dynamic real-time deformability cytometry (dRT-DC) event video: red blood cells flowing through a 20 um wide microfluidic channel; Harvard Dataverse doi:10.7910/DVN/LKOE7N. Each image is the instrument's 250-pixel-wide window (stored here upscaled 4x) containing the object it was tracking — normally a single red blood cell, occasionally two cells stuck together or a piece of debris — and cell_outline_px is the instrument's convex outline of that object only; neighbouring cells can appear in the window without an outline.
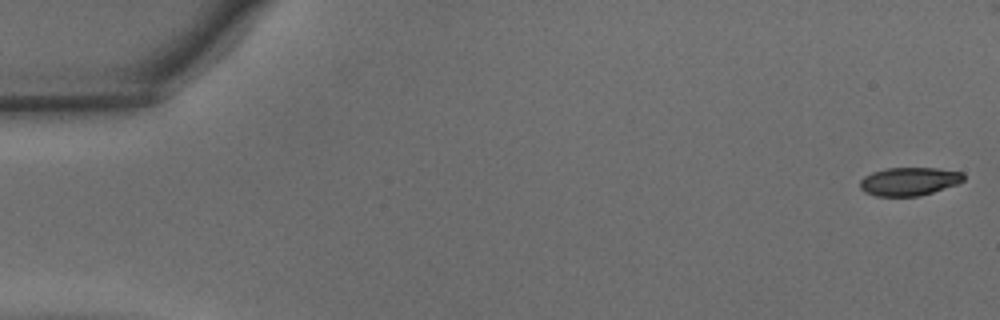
{"species": "common noctule bat (a hibernating species)", "species_latin": "Nyctalus noctula", "temperature_condition": "warm", "stored_images_in_passage": 47, "camera_frame_rate_fps": 3000, "um_per_image_px": 0.085, "animal": {"sex": "male", "body_mass_g": 15.6}, "frame": {"image": 1, "passage_image": 1, "time_ms": 0.0, "image_size_px": [1000, 320], "cell_outline_px": [[964, 180], [956, 184], [920, 196], [876, 196], [864, 192], [860, 188], [860, 180], [864, 176], [872, 172], [888, 168], [936, 168], [964, 172]], "centroid_in_image_um": [77.26, 15.42], "position_along_channel_um": 7.7, "area_um2": 17.05}}
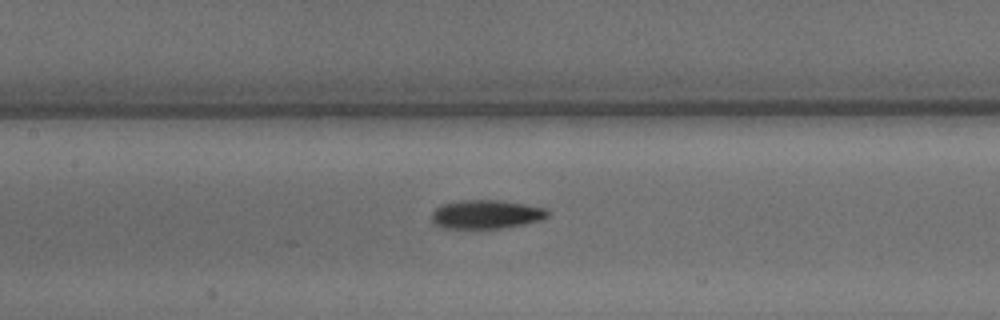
{"frame": {"image": 2, "passage_image": 22, "time_ms": 7.0, "image_size_px": [1000, 320], "cell_outline_px": [[548, 216], [540, 220], [524, 224], [500, 228], [440, 228], [432, 220], [432, 212], [440, 204], [460, 200], [496, 200], [524, 204], [544, 208], [548, 212]], "centroid_in_image_um": [41.28, 18.21], "position_along_channel_um": 166.1, "area_um2": 19.31}}
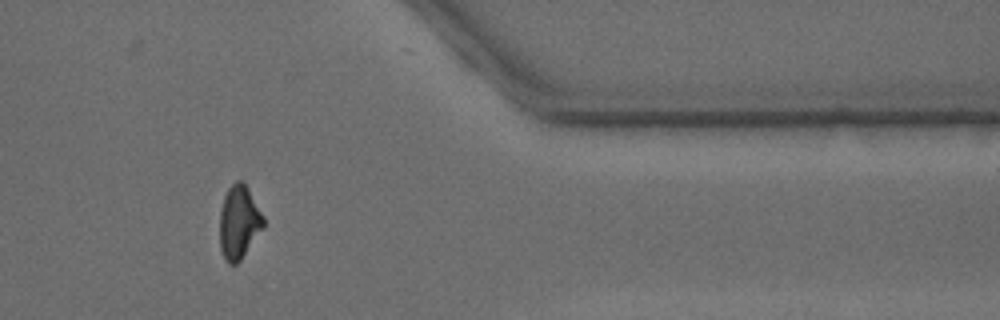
{"frame": {"image": 3, "passage_image": 39, "time_ms": 12.667, "image_size_px": [1000, 320], "cell_outline_px": [[264, 228], [240, 260], [236, 264], [228, 264], [224, 260], [220, 248], [220, 212], [224, 196], [228, 188], [236, 180], [240, 180], [248, 188], [264, 216]], "centroid_in_image_um": [20.31, 18.9], "position_along_channel_um": 391.1, "area_um2": 18.79}, "authors_computed_cell_mechanics": {"area_um2": 18.9006, "velocity_mm_per_s": 4.3316, "shape_relaxation_time_tau1_ms": 3.8357, "shape_relaxation_time_tau2_ms": 3.6431, "deformation_change_tau1": 0.1676, "deformation_change_tau2": 0.1167}}